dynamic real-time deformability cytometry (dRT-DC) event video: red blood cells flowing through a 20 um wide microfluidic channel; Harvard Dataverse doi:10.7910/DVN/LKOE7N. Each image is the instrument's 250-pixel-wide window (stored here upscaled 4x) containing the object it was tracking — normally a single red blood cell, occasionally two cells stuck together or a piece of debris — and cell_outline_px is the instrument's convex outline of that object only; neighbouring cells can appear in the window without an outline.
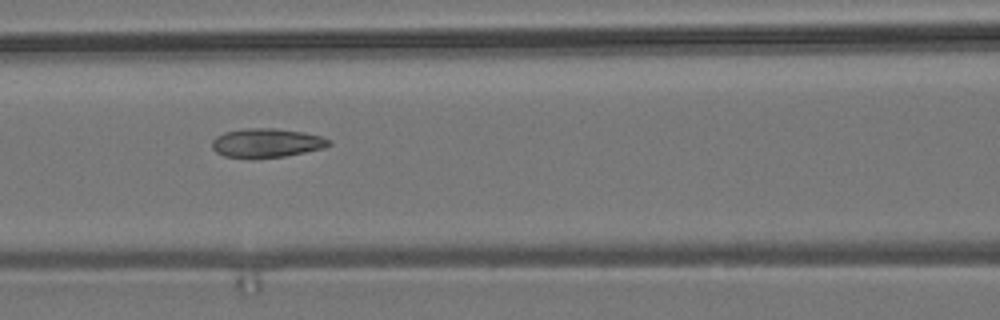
{"species": "common noctule bat (a hibernating species)", "species_latin": "Nyctalus noctula", "temperature_condition": "room temperature", "stored_images_in_passage": 11, "camera_frame_rate_fps": 3000, "um_per_image_px": 0.085, "animal": {"sex": "male", "body_mass_g": 19.2, "forearm_length_mm": 51.8}, "frame": {"image": 1, "passage_image": 8, "time_ms": 2.333, "image_size_px": [1000, 320], "cell_outline_px": [[332, 144], [324, 148], [284, 156], [256, 160], [252, 160], [224, 156], [216, 152], [212, 148], [212, 140], [216, 136], [224, 132], [244, 128], [276, 128], [304, 132], [320, 136], [332, 140]], "centroid_in_image_um": [22.64, 12.17], "position_along_channel_um": 144.0, "area_um2": 20.29}}
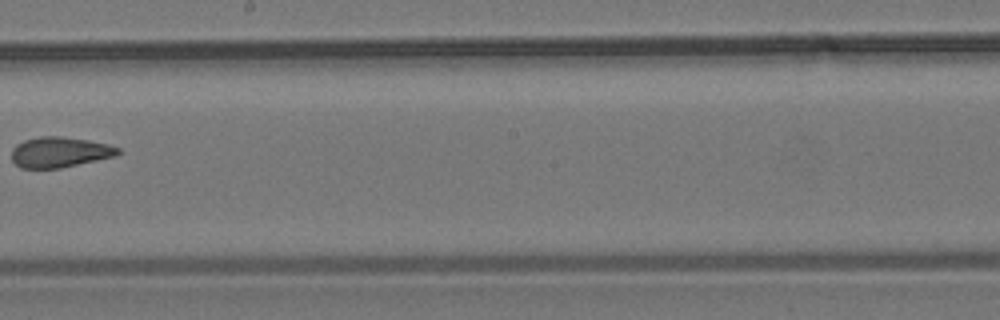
{"frame": {"image": 2, "passage_image": 10, "time_ms": 3.0, "image_size_px": [1000, 320], "cell_outline_px": [[120, 152], [116, 156], [60, 168], [20, 168], [12, 160], [12, 148], [16, 144], [24, 140], [40, 136], [60, 136], [88, 140], [108, 144], [120, 148]], "centroid_in_image_um": [5.06, 12.93], "position_along_channel_um": 243.1, "area_um2": 18.9}}
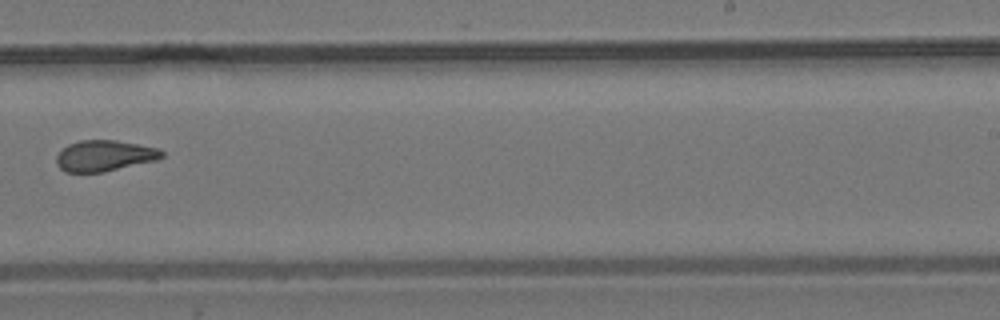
{"frame": {"image": 3, "passage_image": 11, "time_ms": 3.333, "image_size_px": [1000, 320], "cell_outline_px": [[164, 156], [156, 160], [104, 172], [64, 172], [56, 164], [56, 156], [68, 144], [80, 140], [116, 140], [160, 148], [164, 152]], "centroid_in_image_um": [8.89, 13.23], "position_along_channel_um": 280.1, "area_um2": 19.07}}